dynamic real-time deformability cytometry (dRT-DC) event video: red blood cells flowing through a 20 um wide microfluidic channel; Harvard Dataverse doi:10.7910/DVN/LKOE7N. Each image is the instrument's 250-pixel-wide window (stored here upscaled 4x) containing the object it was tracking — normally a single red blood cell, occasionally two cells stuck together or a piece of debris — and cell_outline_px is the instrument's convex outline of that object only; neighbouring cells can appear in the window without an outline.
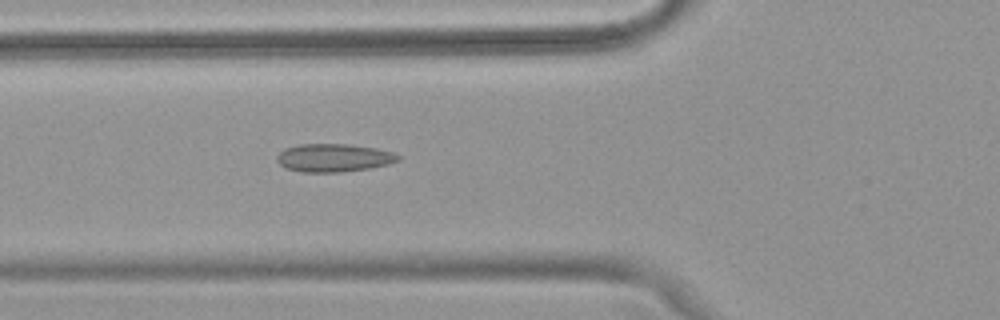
{"species": "common noctule bat (a hibernating species)", "species_latin": "Nyctalus noctula", "temperature_condition": "warm", "stored_images_in_passage": 51, "camera_frame_rate_fps": 3000, "um_per_image_px": 0.085, "animal": {"sex": "female", "body_mass_g": 18.4}, "frame": {"image": 1, "passage_image": 19, "time_ms": 6.0, "image_size_px": [1000, 320], "cell_outline_px": [[400, 160], [388, 164], [368, 168], [340, 172], [300, 172], [288, 168], [280, 164], [276, 160], [276, 156], [284, 148], [300, 144], [348, 144], [376, 148], [392, 152], [400, 156]], "centroid_in_image_um": [28.35, 13.41], "position_along_channel_um": 97.4, "area_um2": 19.77}}
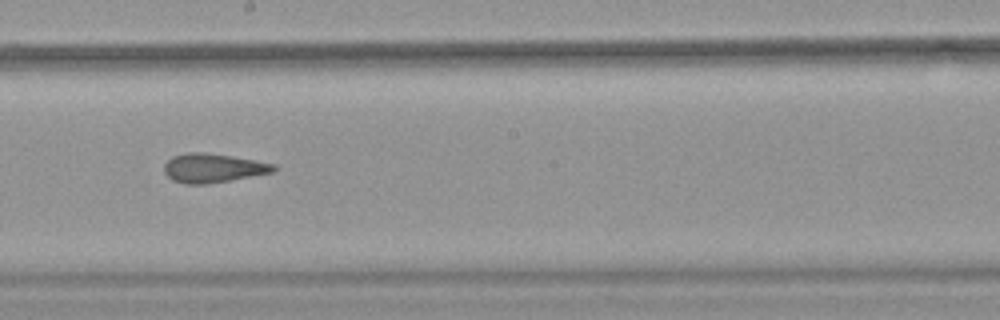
{"frame": {"image": 2, "passage_image": 29, "time_ms": 9.333, "image_size_px": [1000, 320], "cell_outline_px": [[276, 168], [272, 172], [208, 184], [184, 184], [172, 180], [164, 172], [164, 164], [172, 156], [188, 152], [204, 152], [232, 156], [256, 160], [276, 164]], "centroid_in_image_um": [18.08, 14.28], "position_along_channel_um": 230.1, "area_um2": 18.5}}
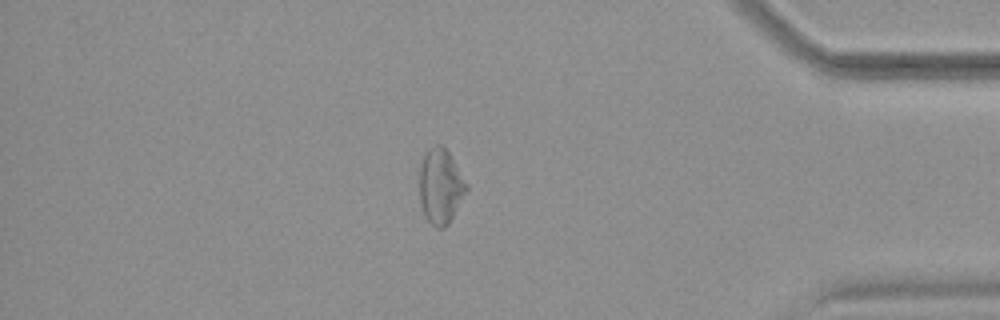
{"frame": {"image": 3, "passage_image": 44, "time_ms": 14.333, "image_size_px": [1000, 320], "cell_outline_px": [[468, 188], [448, 224], [444, 228], [436, 228], [428, 220], [424, 212], [420, 200], [420, 168], [424, 152], [428, 148], [436, 144], [440, 144], [448, 152], [468, 184]], "centroid_in_image_um": [37.44, 15.81], "position_along_channel_um": 397.8, "area_um2": 20.23}, "authors_computed_cell_mechanics": {"area_um2": 20.23, "velocity_mm_per_s": 3.988, "shape_relaxation_time_tau1_ms": null, "shape_relaxation_time_tau2_ms": 2.7741, "deformation_change_tau1": null, "deformation_change_tau2": 0.092}}